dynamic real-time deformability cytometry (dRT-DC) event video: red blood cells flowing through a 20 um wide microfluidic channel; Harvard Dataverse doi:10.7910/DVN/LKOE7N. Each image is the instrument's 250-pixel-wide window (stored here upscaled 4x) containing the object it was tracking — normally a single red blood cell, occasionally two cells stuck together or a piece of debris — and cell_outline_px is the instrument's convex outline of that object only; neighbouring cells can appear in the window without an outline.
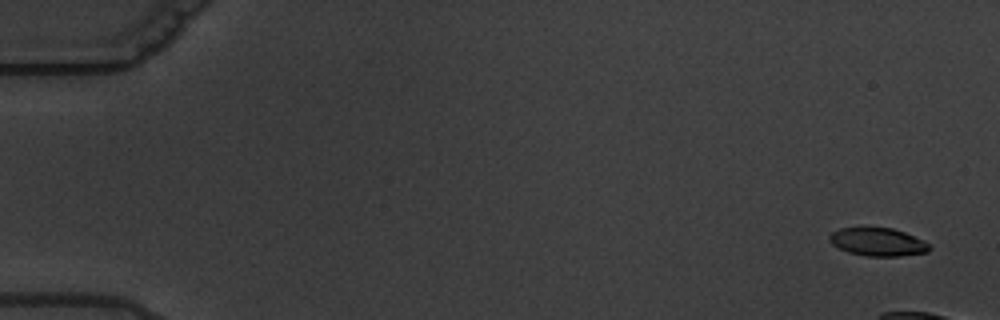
{"species": "common noctule bat (a hibernating species)", "species_latin": "Nyctalus noctula", "temperature_condition": "warm", "stored_images_in_passage": 6, "camera_frame_rate_fps": 3000, "um_per_image_px": 0.085, "animal": {"sex": "male", "body_mass_g": 19.5, "forearm_length_mm": 54.6}, "frame": {"image": 1, "passage_image": 1, "time_ms": 0.0, "image_size_px": [1000, 320], "cell_outline_px": [[932, 248], [928, 252], [900, 256], [868, 256], [848, 252], [832, 244], [828, 240], [828, 236], [832, 232], [840, 228], [892, 228], [904, 232], [924, 240]], "centroid_in_image_um": [74.62, 20.57], "position_along_channel_um": 10.4, "area_um2": 16.3}}